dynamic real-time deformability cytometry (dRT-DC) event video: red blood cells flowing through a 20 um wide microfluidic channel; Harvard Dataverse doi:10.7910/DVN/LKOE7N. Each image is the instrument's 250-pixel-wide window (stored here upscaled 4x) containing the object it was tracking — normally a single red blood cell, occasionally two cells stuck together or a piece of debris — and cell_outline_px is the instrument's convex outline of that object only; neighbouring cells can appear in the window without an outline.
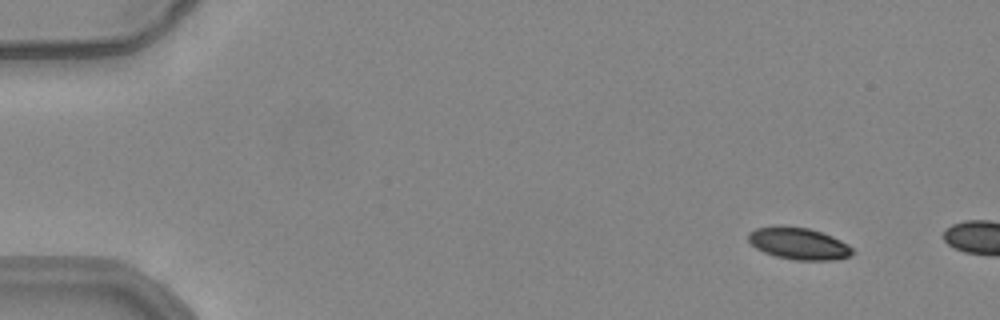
{"species": "common noctule bat (a hibernating species)", "species_latin": "Nyctalus noctula", "temperature_condition": "warm", "stored_images_in_passage": 5, "camera_frame_rate_fps": 3000, "um_per_image_px": 0.085, "animal": {"sex": "female", "body_mass_g": 24.6, "forearm_length_mm": 56.2}, "frame": {"image": 1, "passage_image": 1, "time_ms": 0.0, "image_size_px": [1000, 320], "cell_outline_px": [[856, 252], [852, 256], [832, 260], [796, 260], [776, 256], [764, 252], [756, 248], [748, 240], [748, 232], [756, 228], [776, 224], [808, 228], [832, 236], [848, 244]], "centroid_in_image_um": [67.88, 20.68], "position_along_channel_um": 17.1, "area_um2": 19.59}}